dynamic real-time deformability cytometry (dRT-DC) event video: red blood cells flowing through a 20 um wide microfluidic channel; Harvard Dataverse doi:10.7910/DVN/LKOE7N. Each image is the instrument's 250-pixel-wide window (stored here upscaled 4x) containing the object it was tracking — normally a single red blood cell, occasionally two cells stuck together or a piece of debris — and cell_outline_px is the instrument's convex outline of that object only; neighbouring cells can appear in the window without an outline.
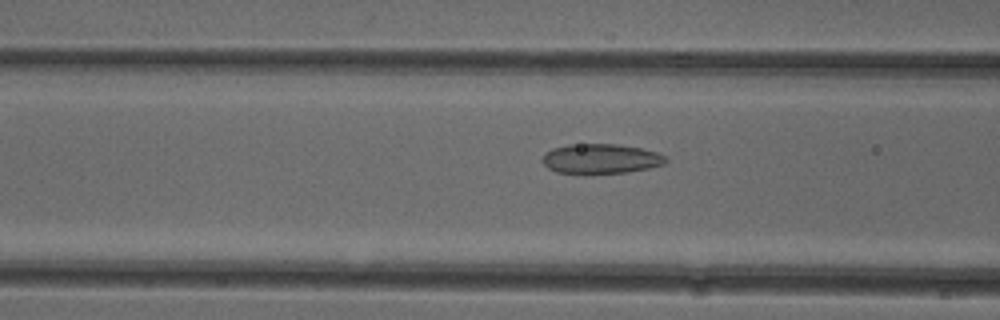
{"species": "common noctule bat (a hibernating species)", "species_latin": "Nyctalus noctula", "temperature_condition": "cold", "stored_images_in_passage": 40, "camera_frame_rate_fps": 3000, "um_per_image_px": 0.085, "animal": {"sex": "female"}, "frame": {"image": 1, "passage_image": 20, "time_ms": 6.333, "image_size_px": [1000, 320], "cell_outline_px": [[668, 160], [664, 164], [648, 168], [628, 172], [556, 172], [548, 168], [540, 160], [544, 152], [552, 148], [568, 144], [616, 144], [640, 148], [656, 152], [664, 156]], "centroid_in_image_um": [51.03, 13.47], "position_along_channel_um": 115.6, "area_um2": 21.1}}
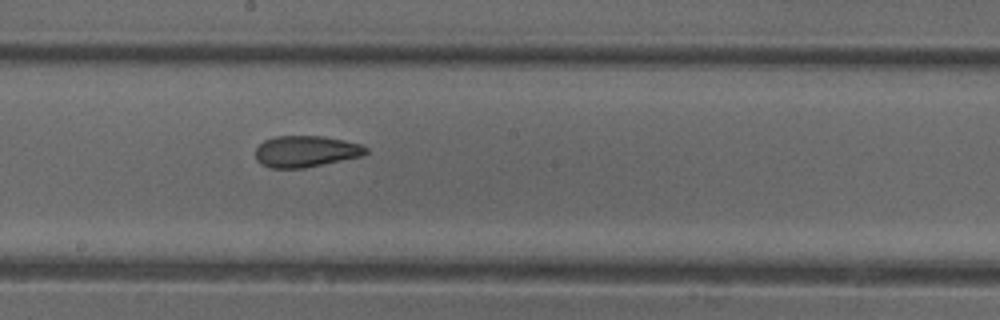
{"frame": {"image": 2, "passage_image": 28, "time_ms": 9.0, "image_size_px": [1000, 320], "cell_outline_px": [[368, 152], [364, 156], [304, 168], [272, 168], [260, 164], [256, 160], [256, 148], [264, 140], [276, 136], [324, 136], [344, 140], [360, 144], [368, 148]], "centroid_in_image_um": [26.01, 12.87], "position_along_channel_um": 222.2, "area_um2": 20.35}}
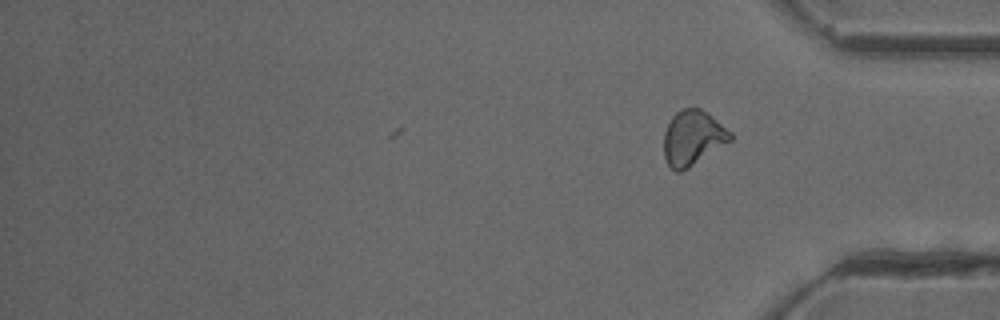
{"frame": {"image": 3, "passage_image": 40, "time_ms": 13.0, "image_size_px": [1000, 320], "cell_outline_px": [[732, 140], [688, 168], [680, 172], [676, 172], [668, 164], [664, 156], [664, 132], [672, 116], [676, 112], [684, 108], [700, 108], [708, 112], [732, 132]], "centroid_in_image_um": [58.9, 11.7], "position_along_channel_um": 376.3, "area_um2": 21.27}, "authors_computed_cell_mechanics": {"area_um2": 21.3571, "velocity_mm_per_s": 3.9861, "shape_relaxation_time_tau1_ms": null, "shape_relaxation_time_tau2_ms": 2.52, "deformation_change_tau1": null, "deformation_change_tau2": 0.0895}}